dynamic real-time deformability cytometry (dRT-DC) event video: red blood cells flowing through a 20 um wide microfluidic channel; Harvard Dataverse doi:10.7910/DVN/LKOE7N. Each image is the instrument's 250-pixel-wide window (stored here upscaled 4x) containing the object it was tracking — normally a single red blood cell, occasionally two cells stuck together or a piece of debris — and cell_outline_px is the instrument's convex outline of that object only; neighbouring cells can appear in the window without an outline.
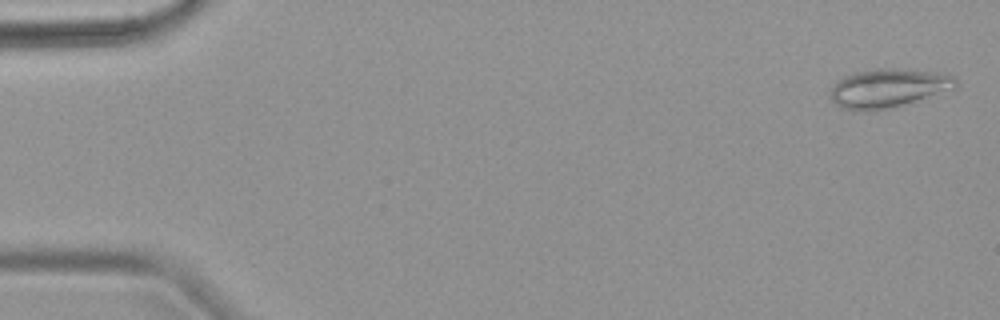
{"species": "common noctule bat (a hibernating species)", "species_latin": "Nyctalus noctula", "temperature_condition": "warm", "stored_images_in_passage": 6, "camera_frame_rate_fps": 3000, "um_per_image_px": 0.085, "animal": {"sex": "female", "body_mass_g": 18.4}, "frame": {"image": 1, "passage_image": 1, "time_ms": 0.0, "image_size_px": [1000, 320], "cell_outline_px": [[956, 88], [888, 108], [840, 108], [832, 100], [828, 92], [832, 84], [836, 80], [844, 76], [876, 68], [908, 68], [944, 72], [956, 76]], "centroid_in_image_um": [75.53, 7.42], "position_along_channel_um": 9.5, "area_um2": 27.98}}